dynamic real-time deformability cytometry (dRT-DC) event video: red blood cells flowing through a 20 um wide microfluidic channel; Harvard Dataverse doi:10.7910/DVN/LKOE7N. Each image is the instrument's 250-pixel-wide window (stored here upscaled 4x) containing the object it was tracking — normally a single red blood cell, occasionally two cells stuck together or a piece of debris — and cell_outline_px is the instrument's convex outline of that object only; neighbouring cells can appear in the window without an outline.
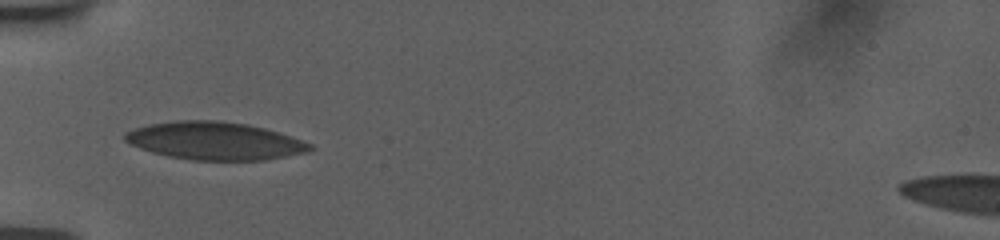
{"species": "human", "species_latin": "Homo sapiens", "temperature_condition": "room temperature", "stored_images_in_passage": 2, "camera_frame_rate_fps": 3000, "um_per_image_px": 0.085, "donor": {"sex": "female"}, "frame": {"image": 1, "passage_image": 1, "time_ms": 0.0, "image_size_px": [1000, 240], "cell_outline_px": [[312, 148], [300, 152], [284, 156], [264, 160], [188, 160], [168, 156], [152, 152], [140, 148], [124, 140], [124, 136], [128, 132], [136, 128], [152, 124], [180, 120], [212, 120], [244, 124], [276, 132], [312, 144]], "centroid_in_image_um": [18.18, 11.98], "position_along_channel_um": 66.8, "area_um2": 39.71}}